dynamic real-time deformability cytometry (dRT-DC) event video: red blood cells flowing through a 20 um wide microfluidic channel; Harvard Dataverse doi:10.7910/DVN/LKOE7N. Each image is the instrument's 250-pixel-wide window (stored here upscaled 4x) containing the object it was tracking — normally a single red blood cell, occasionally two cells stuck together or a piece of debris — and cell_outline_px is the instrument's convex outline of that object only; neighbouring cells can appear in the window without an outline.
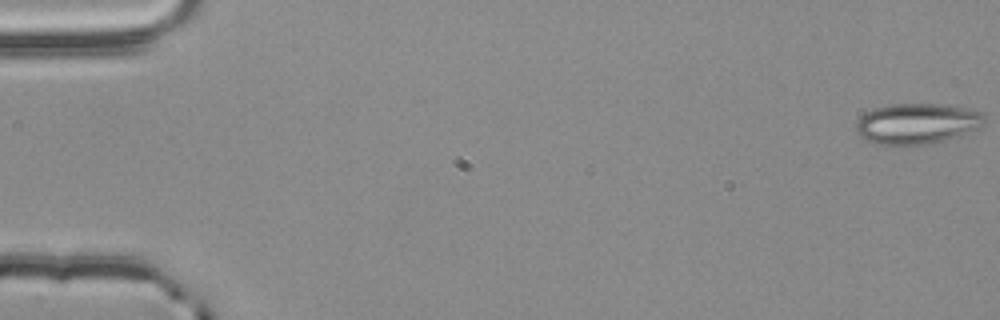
{"species": "common noctule bat (a hibernating species)", "species_latin": "Nyctalus noctula", "temperature_condition": "room temperature", "stored_images_in_passage": 55, "camera_frame_rate_fps": 3000, "um_per_image_px": 0.085, "animal": {"sex": "male", "body_mass_g": 20.4}, "frame": {"image": 1, "passage_image": 1, "time_ms": 0.0, "image_size_px": [1000, 320], "cell_outline_px": [[984, 124], [980, 128], [944, 140], [924, 144], [872, 144], [860, 136], [856, 132], [856, 120], [864, 112], [876, 108], [892, 104], [936, 104], [972, 108], [984, 112]], "centroid_in_image_um": [77.94, 10.49], "position_along_channel_um": 7.1, "area_um2": 30.46}}
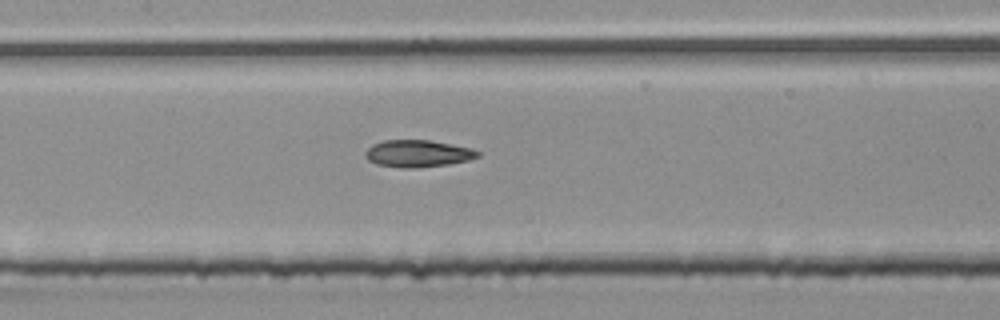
{"frame": {"image": 2, "passage_image": 27, "time_ms": 8.667, "image_size_px": [1000, 320], "cell_outline_px": [[480, 156], [468, 160], [448, 164], [416, 168], [404, 168], [376, 164], [368, 160], [364, 156], [364, 152], [372, 144], [384, 140], [428, 140], [452, 144], [472, 148], [480, 152]], "centroid_in_image_um": [35.5, 13.05], "position_along_channel_um": 171.9, "area_um2": 17.8}}
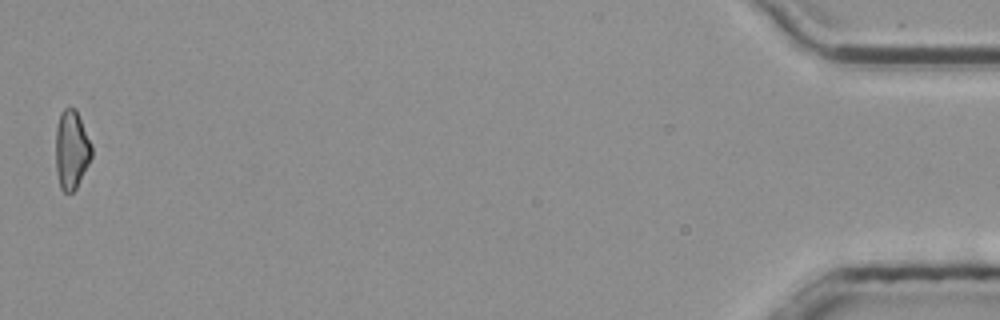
{"frame": {"image": 3, "passage_image": 55, "time_ms": 18.0, "image_size_px": [1000, 320], "cell_outline_px": [[92, 156], [76, 188], [72, 192], [64, 192], [60, 188], [56, 172], [56, 128], [60, 112], [64, 108], [76, 108], [92, 148]], "centroid_in_image_um": [6.06, 12.72], "position_along_channel_um": 429.1, "area_um2": 16.36}, "authors_computed_cell_mechanics": {"area_um2": 17.629, "velocity_mm_per_s": 3.8333, "shape_relaxation_time_tau1_ms": null, "shape_relaxation_time_tau2_ms": 3.7421, "deformation_change_tau1": null, "deformation_change_tau2": 0.1246}}